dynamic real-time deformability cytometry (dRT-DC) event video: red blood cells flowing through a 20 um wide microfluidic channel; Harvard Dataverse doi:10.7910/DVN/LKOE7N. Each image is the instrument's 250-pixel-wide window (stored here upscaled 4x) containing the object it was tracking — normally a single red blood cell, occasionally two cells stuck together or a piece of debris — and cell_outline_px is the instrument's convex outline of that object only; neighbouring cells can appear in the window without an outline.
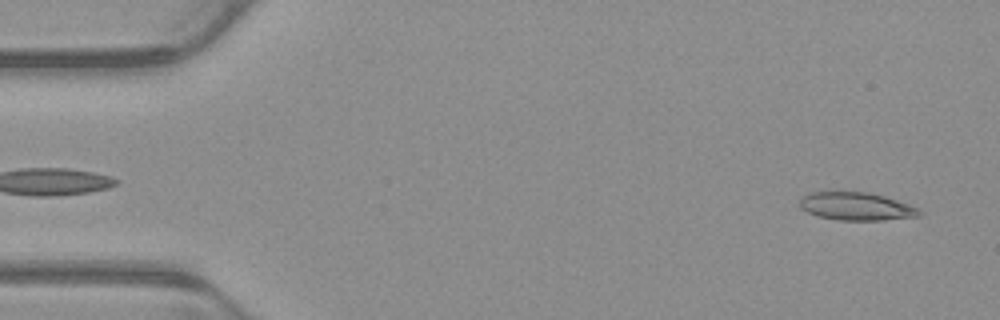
{"species": "common noctule bat (a hibernating species)", "species_latin": "Nyctalus noctula", "temperature_condition": "warm", "stored_images_in_passage": 5, "segment_of_instrument_passage": [2, 2], "camera_frame_rate_fps": 3000, "um_per_image_px": 0.085, "animal": {"sex": "male", "body_mass_g": 23.1, "forearm_length_mm": 52.7}, "frame": {"image": 1, "passage_image": 5, "time_ms": 1.333, "image_size_px": [1000, 320], "cell_outline_px": [[924, 212], [920, 216], [884, 220], [836, 220], [816, 216], [800, 208], [800, 196], [812, 192], [868, 192], [884, 196], [920, 208]], "centroid_in_image_um": [72.79, 17.55], "position_along_channel_um": 12.2, "area_um2": 19.65}}